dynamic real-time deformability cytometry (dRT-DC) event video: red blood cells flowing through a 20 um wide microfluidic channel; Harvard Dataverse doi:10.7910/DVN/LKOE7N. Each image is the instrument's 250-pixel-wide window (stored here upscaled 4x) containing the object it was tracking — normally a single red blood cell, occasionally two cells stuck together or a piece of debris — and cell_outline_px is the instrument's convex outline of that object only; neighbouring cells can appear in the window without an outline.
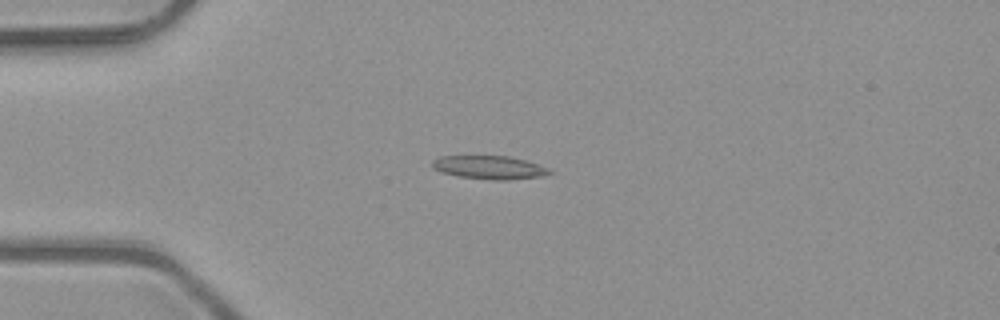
{"species": "common noctule bat (a hibernating species)", "species_latin": "Nyctalus noctula", "temperature_condition": "room temperature", "stored_images_in_passage": 7, "camera_frame_rate_fps": 3000, "um_per_image_px": 0.085, "animal": {"sex": "male", "body_mass_g": 23.1, "forearm_length_mm": 52.7}, "frame": {"image": 1, "passage_image": 4, "time_ms": 1.0, "image_size_px": [1000, 320], "cell_outline_px": [[552, 172], [544, 176], [508, 180], [492, 180], [460, 176], [440, 172], [432, 168], [432, 160], [440, 156], [508, 156], [524, 160], [548, 168]], "centroid_in_image_um": [41.57, 14.23], "position_along_channel_um": 43.4, "area_um2": 15.9}}
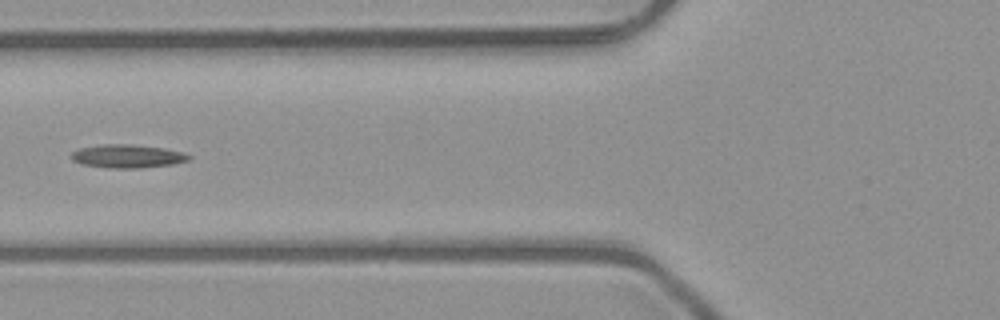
{"frame": {"image": 2, "passage_image": 6, "time_ms": 1.667, "image_size_px": [1000, 320], "cell_outline_px": [[192, 156], [188, 160], [172, 164], [140, 168], [108, 168], [80, 164], [72, 160], [68, 156], [72, 152], [80, 148], [104, 144], [132, 144], [164, 148], [184, 152]], "centroid_in_image_um": [10.8, 13.28], "position_along_channel_um": 115.0, "area_um2": 16.13}}
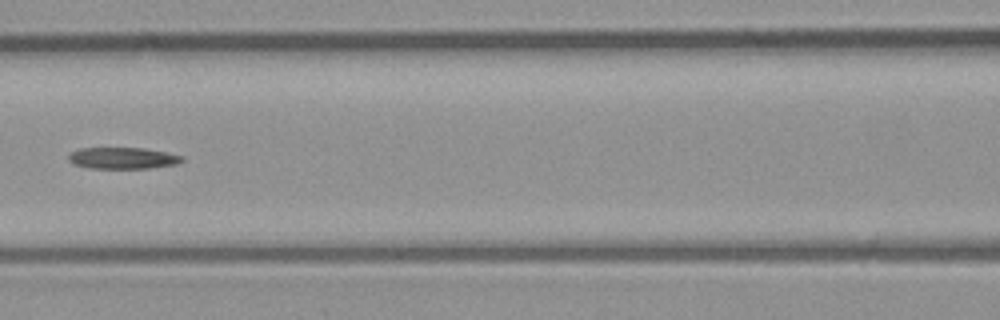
{"frame": {"image": 3, "passage_image": 7, "time_ms": 2.0, "image_size_px": [1000, 320], "cell_outline_px": [[184, 160], [176, 164], [148, 168], [88, 168], [72, 164], [68, 160], [68, 156], [72, 152], [80, 148], [144, 148], [184, 156]], "centroid_in_image_um": [10.41, 13.44], "position_along_channel_um": 156.2, "area_um2": 14.16}}